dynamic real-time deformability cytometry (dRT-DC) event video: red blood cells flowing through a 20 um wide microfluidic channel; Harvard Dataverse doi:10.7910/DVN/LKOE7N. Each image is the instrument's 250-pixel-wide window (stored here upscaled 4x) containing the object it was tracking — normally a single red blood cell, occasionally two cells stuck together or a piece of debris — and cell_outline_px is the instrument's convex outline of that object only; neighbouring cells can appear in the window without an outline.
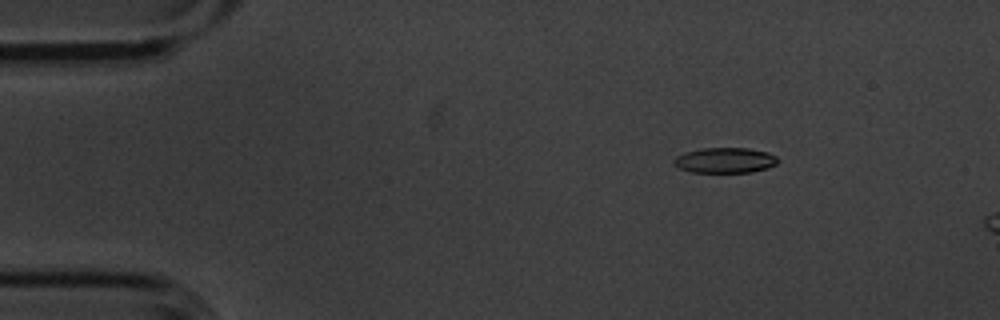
{"species": "common noctule bat (a hibernating species)", "species_latin": "Nyctalus noctula", "temperature_condition": "cold", "stored_images_in_passage": 5, "camera_frame_rate_fps": 3000, "um_per_image_px": 0.085, "animal": {"sex": "male", "body_mass_g": 20.1, "forearm_length_mm": 53.5}, "frame": {"image": 1, "passage_image": 3, "time_ms": 0.667, "image_size_px": [1000, 320], "cell_outline_px": [[776, 164], [768, 168], [752, 172], [692, 172], [680, 168], [672, 164], [672, 160], [676, 156], [684, 152], [704, 148], [748, 148], [768, 152], [776, 156]], "centroid_in_image_um": [61.59, 13.62], "position_along_channel_um": 23.4, "area_um2": 15.37}}